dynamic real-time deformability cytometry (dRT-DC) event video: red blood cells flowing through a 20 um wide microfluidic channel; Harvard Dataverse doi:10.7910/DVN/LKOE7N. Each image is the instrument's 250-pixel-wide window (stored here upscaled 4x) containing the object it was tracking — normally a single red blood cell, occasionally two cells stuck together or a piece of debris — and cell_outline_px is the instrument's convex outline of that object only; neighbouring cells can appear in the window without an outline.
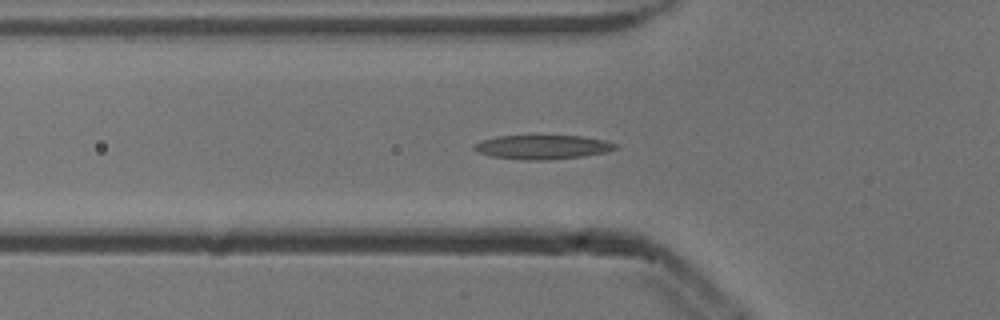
{"species": "common noctule bat (a hibernating species)", "species_latin": "Nyctalus noctula", "temperature_condition": "cold", "stored_images_in_passage": 47, "camera_frame_rate_fps": 3000, "um_per_image_px": 0.085, "animal": {"sex": "male", "body_mass_g": 13.3}, "frame": {"image": 1, "passage_image": 11, "time_ms": 3.333, "image_size_px": [1000, 320], "cell_outline_px": [[620, 148], [608, 152], [584, 156], [548, 160], [524, 160], [492, 156], [476, 152], [472, 148], [480, 140], [496, 136], [584, 136], [604, 140], [616, 144]], "centroid_in_image_um": [46.14, 12.5], "position_along_channel_um": 79.7, "area_um2": 20.0}}
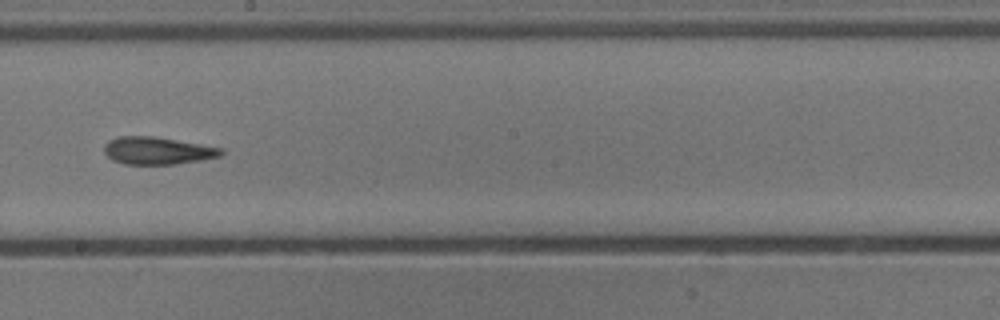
{"frame": {"image": 2, "passage_image": 23, "time_ms": 7.333, "image_size_px": [1000, 320], "cell_outline_px": [[224, 152], [220, 156], [200, 160], [176, 164], [124, 164], [112, 160], [104, 152], [104, 144], [108, 140], [120, 136], [152, 136], [224, 148]], "centroid_in_image_um": [13.37, 12.81], "position_along_channel_um": 234.8, "area_um2": 18.67}}
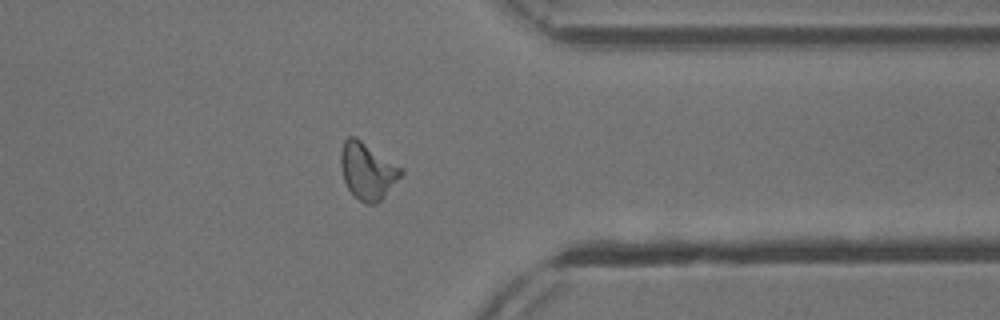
{"frame": {"image": 3, "passage_image": 35, "time_ms": 11.333, "image_size_px": [1000, 320], "cell_outline_px": [[404, 172], [380, 200], [372, 204], [364, 204], [348, 188], [344, 180], [340, 164], [340, 152], [344, 140], [348, 136], [356, 136], [404, 168]], "centroid_in_image_um": [31.23, 14.48], "position_along_channel_um": 380.2, "area_um2": 19.88}, "authors_computed_cell_mechanics": {"area_um2": 18.9006, "velocity_mm_per_s": 3.8555, "shape_relaxation_time_tau1_ms": 9.493, "shape_relaxation_time_tau2_ms": 5.0916, "deformation_change_tau1": 0.2487, "deformation_change_tau2": 0.1394}}